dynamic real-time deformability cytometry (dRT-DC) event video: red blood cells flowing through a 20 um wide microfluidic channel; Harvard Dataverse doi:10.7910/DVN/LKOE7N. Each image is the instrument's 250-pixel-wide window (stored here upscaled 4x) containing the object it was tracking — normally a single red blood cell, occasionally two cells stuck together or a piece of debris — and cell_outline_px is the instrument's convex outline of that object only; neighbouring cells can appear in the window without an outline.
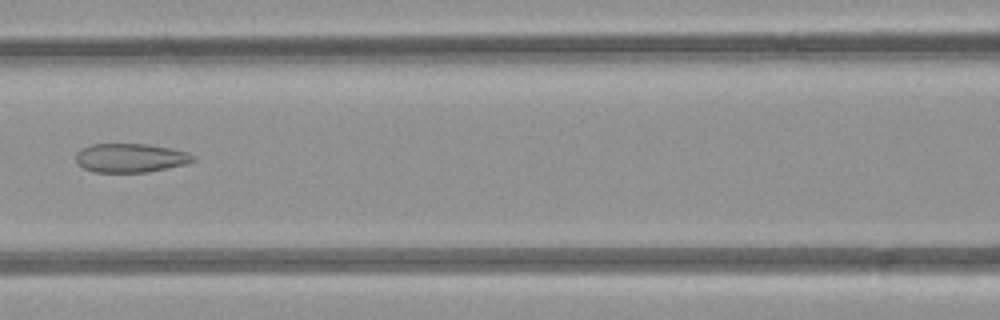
{"species": "common noctule bat (a hibernating species)", "species_latin": "Nyctalus noctula", "temperature_condition": "room temperature", "stored_images_in_passage": 6, "segment_of_instrument_passage": [1, 2], "camera_frame_rate_fps": 3000, "um_per_image_px": 0.085, "animal": {"sex": "female", "body_mass_g": 21.9}, "frame": {"image": 1, "passage_image": 4, "time_ms": 3.333, "image_size_px": [1000, 320], "cell_outline_px": [[196, 160], [188, 164], [168, 168], [144, 172], [96, 172], [84, 168], [76, 160], [76, 152], [92, 144], [148, 144], [172, 148], [188, 152], [196, 156]], "centroid_in_image_um": [11.17, 13.42], "position_along_channel_um": 155.4, "area_um2": 19.77}}
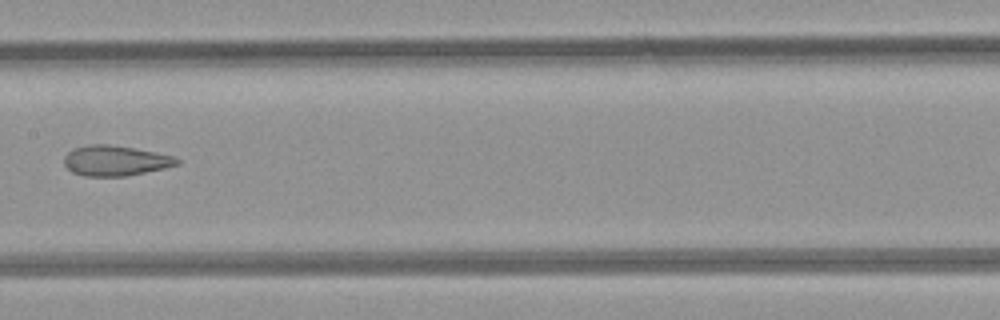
{"frame": {"image": 2, "passage_image": 5, "time_ms": 4.333, "image_size_px": [1000, 320], "cell_outline_px": [[180, 164], [164, 168], [124, 176], [84, 176], [72, 172], [64, 164], [64, 156], [68, 152], [76, 148], [88, 144], [108, 144], [132, 148], [176, 156], [180, 160]], "centroid_in_image_um": [9.8, 13.65], "position_along_channel_um": 197.6, "area_um2": 19.77}}